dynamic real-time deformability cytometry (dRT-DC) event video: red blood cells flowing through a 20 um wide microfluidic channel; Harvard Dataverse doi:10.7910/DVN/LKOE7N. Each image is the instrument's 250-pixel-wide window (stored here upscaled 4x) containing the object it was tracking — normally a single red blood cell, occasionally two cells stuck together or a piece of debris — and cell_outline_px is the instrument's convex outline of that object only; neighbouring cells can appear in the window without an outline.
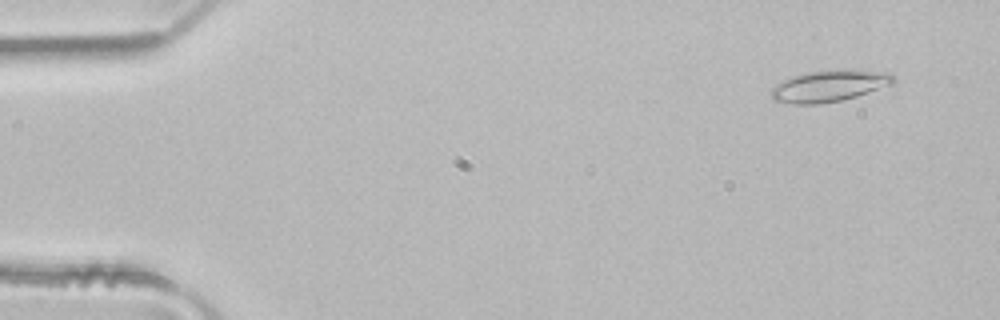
{"species": "common noctule bat (a hibernating species)", "species_latin": "Nyctalus noctula", "temperature_condition": "room temperature", "stored_images_in_passage": 4, "camera_frame_rate_fps": 3000, "um_per_image_px": 0.085, "animal": {"sex": "male", "body_mass_g": 21.5, "forearm_length_mm": 52.0}, "frame": {"image": 1, "passage_image": 1, "time_ms": 0.0, "image_size_px": [1000, 320], "cell_outline_px": [[896, 80], [892, 84], [856, 96], [840, 100], [820, 104], [792, 104], [772, 100], [772, 88], [784, 80], [792, 76], [808, 72], [844, 68], [852, 68], [888, 72], [896, 76]], "centroid_in_image_um": [70.54, 7.28], "position_along_channel_um": 14.5, "area_um2": 22.66}}
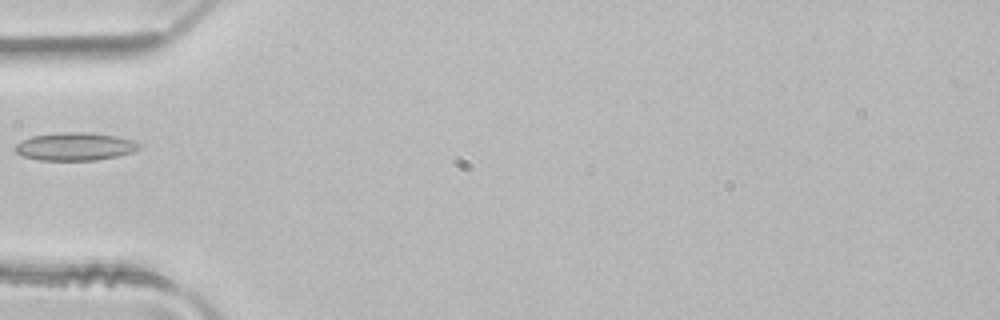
{"frame": {"image": 2, "passage_image": 4, "time_ms": 1.0, "image_size_px": [1000, 320], "cell_outline_px": [[144, 144], [140, 148], [132, 152], [116, 156], [96, 160], [40, 160], [24, 156], [16, 152], [12, 148], [16, 144], [32, 136], [60, 132], [84, 132], [116, 136], [132, 140]], "centroid_in_image_um": [6.39, 12.45], "position_along_channel_um": 78.6, "area_um2": 20.11}}